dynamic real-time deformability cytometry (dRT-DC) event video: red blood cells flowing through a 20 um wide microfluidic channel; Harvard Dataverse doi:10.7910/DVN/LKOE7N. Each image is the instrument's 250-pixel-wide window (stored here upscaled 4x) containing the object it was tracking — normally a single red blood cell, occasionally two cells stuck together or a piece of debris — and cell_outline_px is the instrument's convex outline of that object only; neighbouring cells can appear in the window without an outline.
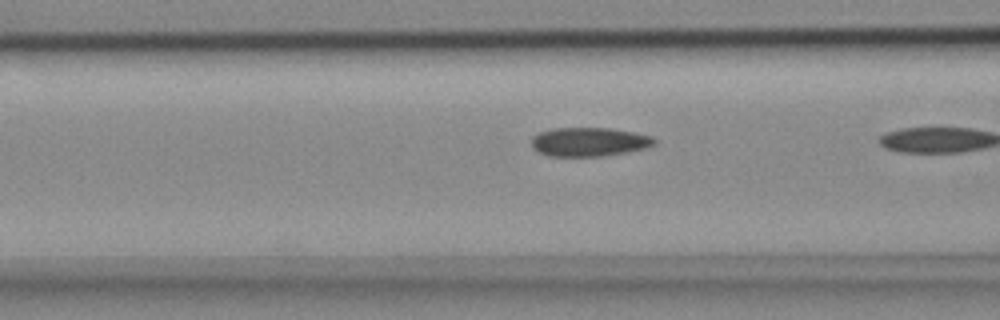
{"species": "common noctule bat (a hibernating species)", "species_latin": "Nyctalus noctula", "temperature_condition": "cold", "stored_images_in_passage": 8, "camera_frame_rate_fps": 3000, "um_per_image_px": 0.085, "animal": {"sex": "female", "body_mass_g": 18.4}, "frame": {"image": 1, "passage_image": 7, "time_ms": 2.0, "image_size_px": [1000, 320], "cell_outline_px": [[656, 144], [648, 148], [628, 152], [604, 156], [548, 156], [536, 152], [532, 148], [532, 136], [540, 132], [552, 128], [608, 128], [632, 132], [652, 136], [656, 140]], "centroid_in_image_um": [50.07, 12.07], "position_along_channel_um": 116.5, "area_um2": 20.92}}